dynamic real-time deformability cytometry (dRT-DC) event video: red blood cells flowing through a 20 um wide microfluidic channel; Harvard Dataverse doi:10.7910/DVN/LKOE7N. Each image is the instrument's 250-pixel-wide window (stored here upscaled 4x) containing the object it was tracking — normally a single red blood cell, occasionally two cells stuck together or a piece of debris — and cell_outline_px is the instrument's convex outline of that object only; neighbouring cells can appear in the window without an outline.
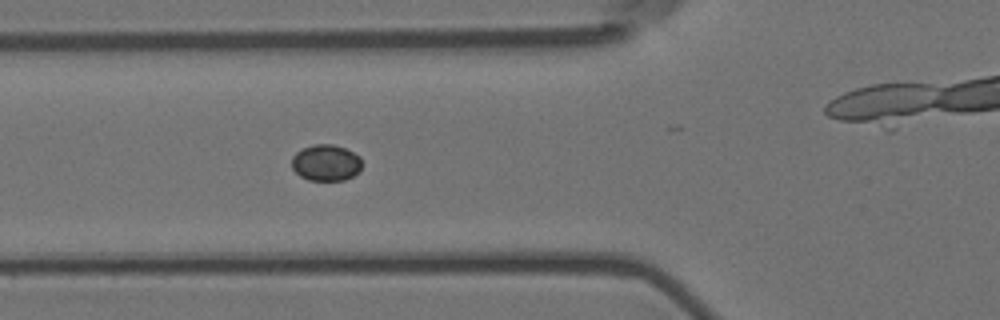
{"species": "Egyptian fruit bat (a non-hibernating species)", "species_latin": "Rousettus aegyptiacus", "temperature_condition": "room temperature", "stored_images_in_passage": 9, "camera_frame_rate_fps": 3000, "um_per_image_px": 0.085, "animal": {"sex": "female"}, "frame": {"image": 1, "passage_image": 7, "time_ms": 2.0, "image_size_px": [1000, 320], "cell_outline_px": [[364, 164], [360, 172], [344, 180], [308, 180], [300, 176], [292, 168], [292, 156], [296, 152], [312, 144], [332, 144], [344, 148], [360, 156]], "centroid_in_image_um": [27.74, 13.83], "position_along_channel_um": 98.1, "area_um2": 15.03}}